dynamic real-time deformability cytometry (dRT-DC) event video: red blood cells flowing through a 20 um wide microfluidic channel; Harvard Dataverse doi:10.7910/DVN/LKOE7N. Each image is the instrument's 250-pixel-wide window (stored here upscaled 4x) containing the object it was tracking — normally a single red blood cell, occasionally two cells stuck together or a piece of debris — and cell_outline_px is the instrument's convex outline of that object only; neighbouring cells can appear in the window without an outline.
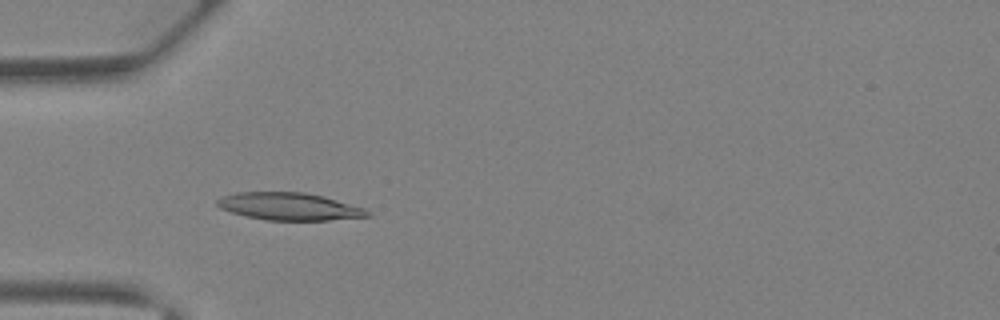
{"species": "Egyptian fruit bat (a non-hibernating species)", "species_latin": "Rousettus aegyptiacus", "temperature_condition": "warm", "stored_images_in_passage": 41, "camera_frame_rate_fps": 3000, "um_per_image_px": 0.085, "animal": {"sex": "female"}, "frame": {"image": 1, "passage_image": 13, "time_ms": 4.0, "image_size_px": [1000, 320], "cell_outline_px": [[372, 216], [328, 220], [264, 220], [244, 216], [220, 208], [216, 204], [216, 200], [224, 196], [236, 192], [304, 192], [324, 196], [364, 208], [372, 212]], "centroid_in_image_um": [24.6, 17.55], "position_along_channel_um": 60.4, "area_um2": 24.1}}
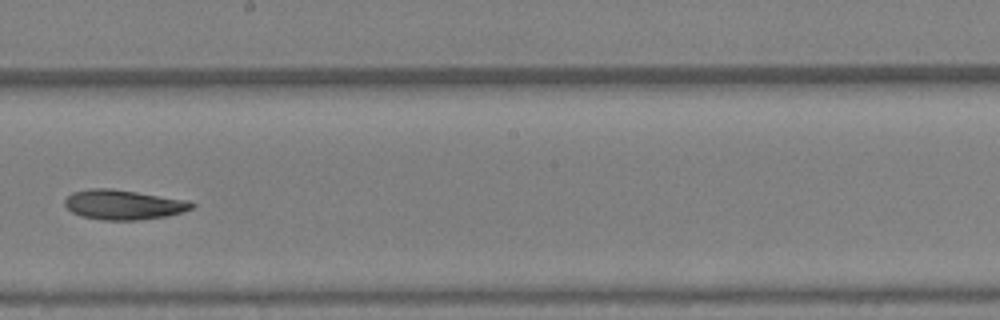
{"frame": {"image": 2, "passage_image": 24, "time_ms": 7.667, "image_size_px": [1000, 320], "cell_outline_px": [[196, 204], [192, 208], [168, 216], [136, 220], [100, 220], [84, 216], [72, 212], [64, 204], [64, 200], [72, 192], [88, 188], [112, 188], [192, 200]], "centroid_in_image_um": [10.52, 17.38], "position_along_channel_um": 237.7, "area_um2": 22.25}}
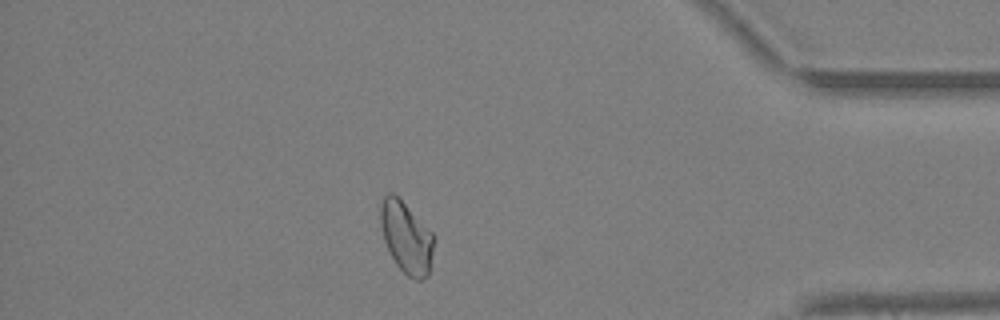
{"frame": {"image": 3, "passage_image": 36, "time_ms": 11.667, "image_size_px": [1000, 320], "cell_outline_px": [[432, 252], [428, 276], [420, 280], [416, 280], [408, 276], [396, 264], [384, 240], [380, 224], [380, 196], [388, 192], [392, 192], [432, 232]], "centroid_in_image_um": [34.49, 20.16], "position_along_channel_um": 400.7, "area_um2": 21.79}, "authors_computed_cell_mechanics": {"area_um2": 22.8888, "velocity_mm_per_s": 4.9611, "shape_relaxation_time_tau1_ms": 9.467, "shape_relaxation_time_tau2_ms": 7.1417, "deformation_change_tau1": 0.2047, "deformation_change_tau2": 0.1526}}